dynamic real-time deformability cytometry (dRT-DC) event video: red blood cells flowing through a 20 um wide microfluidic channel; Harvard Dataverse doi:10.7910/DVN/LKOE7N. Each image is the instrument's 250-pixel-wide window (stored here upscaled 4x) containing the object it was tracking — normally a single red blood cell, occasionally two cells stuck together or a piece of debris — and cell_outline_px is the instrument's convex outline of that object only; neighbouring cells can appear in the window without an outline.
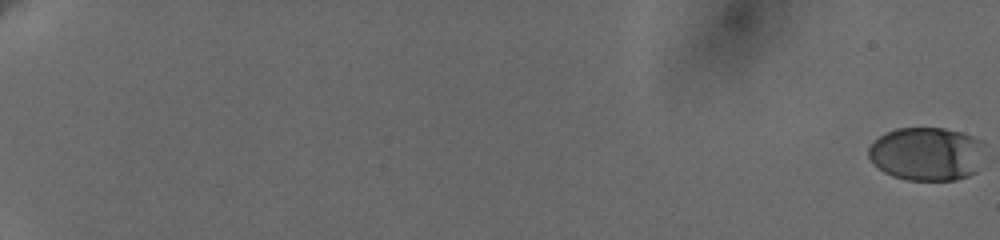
{"species": "human", "species_latin": "Homo sapiens", "temperature_condition": "cold", "stored_images_in_passage": 42, "camera_frame_rate_fps": 3000, "um_per_image_px": 0.085, "donor": {"sex": "female"}, "frame": {"image": 1, "passage_image": 1, "time_ms": 0.0, "image_size_px": [1000, 240], "cell_outline_px": [[980, 140], [976, 172], [968, 176], [956, 180], [908, 180], [892, 176], [884, 172], [868, 156], [868, 148], [880, 136], [896, 128], [944, 128], [960, 132], [972, 136]], "centroid_in_image_um": [78.7, 13.08], "position_along_channel_um": 6.3, "area_um2": 35.43}}
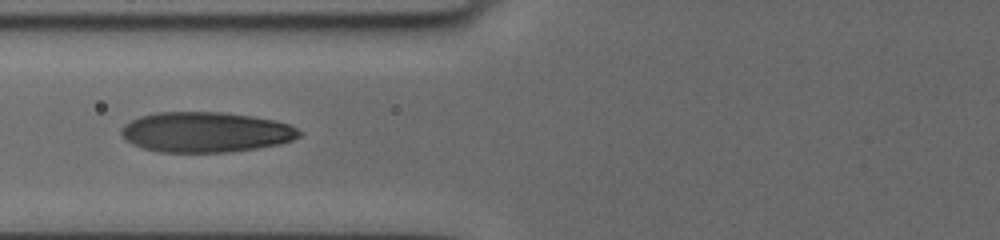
{"frame": {"image": 2, "passage_image": 32, "time_ms": 9.667, "image_size_px": [1000, 240], "cell_outline_px": [[304, 132], [300, 136], [292, 140], [280, 144], [232, 152], [160, 152], [144, 148], [132, 144], [124, 140], [120, 136], [120, 128], [124, 124], [140, 116], [156, 112], [220, 112], [248, 116], [272, 120], [288, 124]], "centroid_in_image_um": [17.44, 11.24], "position_along_channel_um": 108.4, "area_um2": 41.85}}
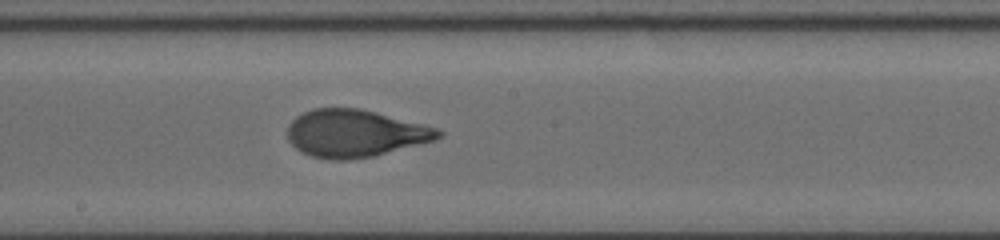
{"frame": {"image": 3, "passage_image": 41, "time_ms": 12.667, "image_size_px": [1000, 240], "cell_outline_px": [[444, 136], [432, 140], [372, 156], [348, 160], [332, 160], [312, 156], [300, 152], [288, 140], [288, 124], [296, 116], [312, 108], [360, 108], [376, 112], [436, 128], [444, 132]], "centroid_in_image_um": [30.12, 11.33], "position_along_channel_um": 218.1, "area_um2": 41.27}}